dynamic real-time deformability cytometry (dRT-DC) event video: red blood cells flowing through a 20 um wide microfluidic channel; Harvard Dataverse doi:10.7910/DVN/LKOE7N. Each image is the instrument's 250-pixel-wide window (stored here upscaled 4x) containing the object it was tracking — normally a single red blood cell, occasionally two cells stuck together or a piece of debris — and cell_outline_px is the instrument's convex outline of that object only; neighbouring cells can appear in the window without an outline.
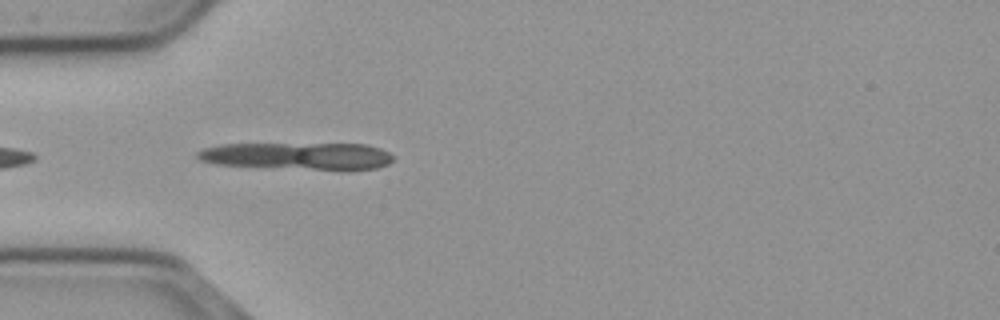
{"species": "common noctule bat (a hibernating species)", "species_latin": "Nyctalus noctula", "temperature_condition": "cold", "stored_images_in_passage": 9, "camera_frame_rate_fps": 3000, "um_per_image_px": 0.085, "animal": {"sex": "male", "body_mass_g": 23.1, "forearm_length_mm": 52.7}, "frame": {"image": 1, "passage_image": 3, "time_ms": 0.667, "image_size_px": [1000, 320], "cell_outline_px": [[392, 160], [388, 164], [376, 168], [312, 168], [216, 164], [200, 160], [196, 156], [196, 152], [204, 148], [224, 144], [368, 144], [380, 148], [388, 152], [392, 156]], "centroid_in_image_um": [25.28, 13.22], "position_along_channel_um": 59.7, "area_um2": 29.82}}